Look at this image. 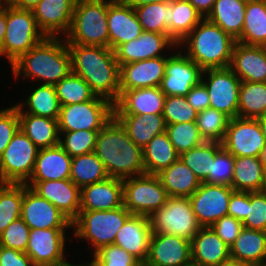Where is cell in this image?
<instances>
[{"instance_id":"2","label":"cell","mask_w":266,"mask_h":266,"mask_svg":"<svg viewBox=\"0 0 266 266\" xmlns=\"http://www.w3.org/2000/svg\"><path fill=\"white\" fill-rule=\"evenodd\" d=\"M94 152L109 177L125 179L145 174L142 148L129 138L114 116L98 132Z\"/></svg>"},{"instance_id":"8","label":"cell","mask_w":266,"mask_h":266,"mask_svg":"<svg viewBox=\"0 0 266 266\" xmlns=\"http://www.w3.org/2000/svg\"><path fill=\"white\" fill-rule=\"evenodd\" d=\"M152 233L170 234L191 241L201 226L189 197L168 196L166 203L149 216Z\"/></svg>"},{"instance_id":"68","label":"cell","mask_w":266,"mask_h":266,"mask_svg":"<svg viewBox=\"0 0 266 266\" xmlns=\"http://www.w3.org/2000/svg\"><path fill=\"white\" fill-rule=\"evenodd\" d=\"M187 266H202V265H198V264H194V263H190Z\"/></svg>"},{"instance_id":"21","label":"cell","mask_w":266,"mask_h":266,"mask_svg":"<svg viewBox=\"0 0 266 266\" xmlns=\"http://www.w3.org/2000/svg\"><path fill=\"white\" fill-rule=\"evenodd\" d=\"M107 25L109 48L113 51L121 44L138 38L143 32L134 8L122 0H113L108 5Z\"/></svg>"},{"instance_id":"16","label":"cell","mask_w":266,"mask_h":266,"mask_svg":"<svg viewBox=\"0 0 266 266\" xmlns=\"http://www.w3.org/2000/svg\"><path fill=\"white\" fill-rule=\"evenodd\" d=\"M203 70L180 51L168 57L160 89L165 96H186L204 77Z\"/></svg>"},{"instance_id":"1","label":"cell","mask_w":266,"mask_h":266,"mask_svg":"<svg viewBox=\"0 0 266 266\" xmlns=\"http://www.w3.org/2000/svg\"><path fill=\"white\" fill-rule=\"evenodd\" d=\"M72 72L82 77L92 91L113 104L120 96V66L109 47L67 44Z\"/></svg>"},{"instance_id":"41","label":"cell","mask_w":266,"mask_h":266,"mask_svg":"<svg viewBox=\"0 0 266 266\" xmlns=\"http://www.w3.org/2000/svg\"><path fill=\"white\" fill-rule=\"evenodd\" d=\"M265 114L266 82L241 81L237 117L257 119Z\"/></svg>"},{"instance_id":"63","label":"cell","mask_w":266,"mask_h":266,"mask_svg":"<svg viewBox=\"0 0 266 266\" xmlns=\"http://www.w3.org/2000/svg\"><path fill=\"white\" fill-rule=\"evenodd\" d=\"M219 266H251V265L248 263L241 262V261L230 258L226 261H223Z\"/></svg>"},{"instance_id":"20","label":"cell","mask_w":266,"mask_h":266,"mask_svg":"<svg viewBox=\"0 0 266 266\" xmlns=\"http://www.w3.org/2000/svg\"><path fill=\"white\" fill-rule=\"evenodd\" d=\"M168 57L161 56L120 66V94L125 90L160 87Z\"/></svg>"},{"instance_id":"4","label":"cell","mask_w":266,"mask_h":266,"mask_svg":"<svg viewBox=\"0 0 266 266\" xmlns=\"http://www.w3.org/2000/svg\"><path fill=\"white\" fill-rule=\"evenodd\" d=\"M184 43L188 47L186 55L205 70L229 67L236 40L215 23L203 18L180 42L181 45Z\"/></svg>"},{"instance_id":"26","label":"cell","mask_w":266,"mask_h":266,"mask_svg":"<svg viewBox=\"0 0 266 266\" xmlns=\"http://www.w3.org/2000/svg\"><path fill=\"white\" fill-rule=\"evenodd\" d=\"M123 206V181L107 179L81 189L80 211L112 210Z\"/></svg>"},{"instance_id":"32","label":"cell","mask_w":266,"mask_h":266,"mask_svg":"<svg viewBox=\"0 0 266 266\" xmlns=\"http://www.w3.org/2000/svg\"><path fill=\"white\" fill-rule=\"evenodd\" d=\"M230 256L250 265L266 264V232L243 228L230 246Z\"/></svg>"},{"instance_id":"55","label":"cell","mask_w":266,"mask_h":266,"mask_svg":"<svg viewBox=\"0 0 266 266\" xmlns=\"http://www.w3.org/2000/svg\"><path fill=\"white\" fill-rule=\"evenodd\" d=\"M211 228L228 246H231L244 226L241 221L227 215L217 220Z\"/></svg>"},{"instance_id":"11","label":"cell","mask_w":266,"mask_h":266,"mask_svg":"<svg viewBox=\"0 0 266 266\" xmlns=\"http://www.w3.org/2000/svg\"><path fill=\"white\" fill-rule=\"evenodd\" d=\"M38 152L39 148L19 129L0 156V182L26 183Z\"/></svg>"},{"instance_id":"48","label":"cell","mask_w":266,"mask_h":266,"mask_svg":"<svg viewBox=\"0 0 266 266\" xmlns=\"http://www.w3.org/2000/svg\"><path fill=\"white\" fill-rule=\"evenodd\" d=\"M98 132L99 131H89V130L59 132L60 135L62 134L65 135L63 140L60 136L59 145L72 158L90 152H94Z\"/></svg>"},{"instance_id":"61","label":"cell","mask_w":266,"mask_h":266,"mask_svg":"<svg viewBox=\"0 0 266 266\" xmlns=\"http://www.w3.org/2000/svg\"><path fill=\"white\" fill-rule=\"evenodd\" d=\"M41 0H12L9 4L13 8L33 10Z\"/></svg>"},{"instance_id":"9","label":"cell","mask_w":266,"mask_h":266,"mask_svg":"<svg viewBox=\"0 0 266 266\" xmlns=\"http://www.w3.org/2000/svg\"><path fill=\"white\" fill-rule=\"evenodd\" d=\"M114 116V104L100 96L94 100L61 106L59 132L100 131Z\"/></svg>"},{"instance_id":"29","label":"cell","mask_w":266,"mask_h":266,"mask_svg":"<svg viewBox=\"0 0 266 266\" xmlns=\"http://www.w3.org/2000/svg\"><path fill=\"white\" fill-rule=\"evenodd\" d=\"M192 263L219 266L231 258L228 246L211 227H201L191 240Z\"/></svg>"},{"instance_id":"38","label":"cell","mask_w":266,"mask_h":266,"mask_svg":"<svg viewBox=\"0 0 266 266\" xmlns=\"http://www.w3.org/2000/svg\"><path fill=\"white\" fill-rule=\"evenodd\" d=\"M171 39L178 45L200 23L203 16L188 0H170Z\"/></svg>"},{"instance_id":"56","label":"cell","mask_w":266,"mask_h":266,"mask_svg":"<svg viewBox=\"0 0 266 266\" xmlns=\"http://www.w3.org/2000/svg\"><path fill=\"white\" fill-rule=\"evenodd\" d=\"M248 192L233 191L228 204V215L243 222L247 217Z\"/></svg>"},{"instance_id":"62","label":"cell","mask_w":266,"mask_h":266,"mask_svg":"<svg viewBox=\"0 0 266 266\" xmlns=\"http://www.w3.org/2000/svg\"><path fill=\"white\" fill-rule=\"evenodd\" d=\"M122 1L134 8L140 5H145L154 2L170 1V0H122Z\"/></svg>"},{"instance_id":"33","label":"cell","mask_w":266,"mask_h":266,"mask_svg":"<svg viewBox=\"0 0 266 266\" xmlns=\"http://www.w3.org/2000/svg\"><path fill=\"white\" fill-rule=\"evenodd\" d=\"M20 129L39 148L45 149L59 144L58 120L28 113H18Z\"/></svg>"},{"instance_id":"51","label":"cell","mask_w":266,"mask_h":266,"mask_svg":"<svg viewBox=\"0 0 266 266\" xmlns=\"http://www.w3.org/2000/svg\"><path fill=\"white\" fill-rule=\"evenodd\" d=\"M233 171L234 157L221 147L214 156L209 176L203 182L231 186Z\"/></svg>"},{"instance_id":"5","label":"cell","mask_w":266,"mask_h":266,"mask_svg":"<svg viewBox=\"0 0 266 266\" xmlns=\"http://www.w3.org/2000/svg\"><path fill=\"white\" fill-rule=\"evenodd\" d=\"M113 0H76L67 44L109 47L108 5Z\"/></svg>"},{"instance_id":"49","label":"cell","mask_w":266,"mask_h":266,"mask_svg":"<svg viewBox=\"0 0 266 266\" xmlns=\"http://www.w3.org/2000/svg\"><path fill=\"white\" fill-rule=\"evenodd\" d=\"M197 114L185 96H166L163 109L166 125L196 121Z\"/></svg>"},{"instance_id":"25","label":"cell","mask_w":266,"mask_h":266,"mask_svg":"<svg viewBox=\"0 0 266 266\" xmlns=\"http://www.w3.org/2000/svg\"><path fill=\"white\" fill-rule=\"evenodd\" d=\"M229 68L241 81L266 82V47L236 42Z\"/></svg>"},{"instance_id":"46","label":"cell","mask_w":266,"mask_h":266,"mask_svg":"<svg viewBox=\"0 0 266 266\" xmlns=\"http://www.w3.org/2000/svg\"><path fill=\"white\" fill-rule=\"evenodd\" d=\"M230 119L223 112L207 108L198 112L196 124L205 141L222 142Z\"/></svg>"},{"instance_id":"13","label":"cell","mask_w":266,"mask_h":266,"mask_svg":"<svg viewBox=\"0 0 266 266\" xmlns=\"http://www.w3.org/2000/svg\"><path fill=\"white\" fill-rule=\"evenodd\" d=\"M221 143L233 157H259L266 140L257 119L235 117L230 119Z\"/></svg>"},{"instance_id":"15","label":"cell","mask_w":266,"mask_h":266,"mask_svg":"<svg viewBox=\"0 0 266 266\" xmlns=\"http://www.w3.org/2000/svg\"><path fill=\"white\" fill-rule=\"evenodd\" d=\"M66 229H30L25 253L34 266H63L69 263L64 258Z\"/></svg>"},{"instance_id":"12","label":"cell","mask_w":266,"mask_h":266,"mask_svg":"<svg viewBox=\"0 0 266 266\" xmlns=\"http://www.w3.org/2000/svg\"><path fill=\"white\" fill-rule=\"evenodd\" d=\"M202 74L208 76V80L201 81L207 88L209 108L223 112L231 119L237 117L241 80L229 67L205 69Z\"/></svg>"},{"instance_id":"47","label":"cell","mask_w":266,"mask_h":266,"mask_svg":"<svg viewBox=\"0 0 266 266\" xmlns=\"http://www.w3.org/2000/svg\"><path fill=\"white\" fill-rule=\"evenodd\" d=\"M166 133L179 155L205 142L196 121L166 125Z\"/></svg>"},{"instance_id":"58","label":"cell","mask_w":266,"mask_h":266,"mask_svg":"<svg viewBox=\"0 0 266 266\" xmlns=\"http://www.w3.org/2000/svg\"><path fill=\"white\" fill-rule=\"evenodd\" d=\"M185 97L188 103L198 112L209 108L210 100L207 88L202 81L194 85Z\"/></svg>"},{"instance_id":"52","label":"cell","mask_w":266,"mask_h":266,"mask_svg":"<svg viewBox=\"0 0 266 266\" xmlns=\"http://www.w3.org/2000/svg\"><path fill=\"white\" fill-rule=\"evenodd\" d=\"M244 228L266 232V192H248L247 217Z\"/></svg>"},{"instance_id":"69","label":"cell","mask_w":266,"mask_h":266,"mask_svg":"<svg viewBox=\"0 0 266 266\" xmlns=\"http://www.w3.org/2000/svg\"><path fill=\"white\" fill-rule=\"evenodd\" d=\"M241 1L248 3V2H253V1H258V0H241Z\"/></svg>"},{"instance_id":"65","label":"cell","mask_w":266,"mask_h":266,"mask_svg":"<svg viewBox=\"0 0 266 266\" xmlns=\"http://www.w3.org/2000/svg\"><path fill=\"white\" fill-rule=\"evenodd\" d=\"M260 162L263 164L265 170H266V145L262 149V151L259 154Z\"/></svg>"},{"instance_id":"19","label":"cell","mask_w":266,"mask_h":266,"mask_svg":"<svg viewBox=\"0 0 266 266\" xmlns=\"http://www.w3.org/2000/svg\"><path fill=\"white\" fill-rule=\"evenodd\" d=\"M73 222L81 207V189L70 179L25 183Z\"/></svg>"},{"instance_id":"23","label":"cell","mask_w":266,"mask_h":266,"mask_svg":"<svg viewBox=\"0 0 266 266\" xmlns=\"http://www.w3.org/2000/svg\"><path fill=\"white\" fill-rule=\"evenodd\" d=\"M151 236L149 216L132 215L118 230L114 245L123 248L144 264L149 254Z\"/></svg>"},{"instance_id":"66","label":"cell","mask_w":266,"mask_h":266,"mask_svg":"<svg viewBox=\"0 0 266 266\" xmlns=\"http://www.w3.org/2000/svg\"><path fill=\"white\" fill-rule=\"evenodd\" d=\"M63 266H93L92 265V263L90 262V263H87V264H81V265H74V264H71V263H67V264H65V265H63Z\"/></svg>"},{"instance_id":"37","label":"cell","mask_w":266,"mask_h":266,"mask_svg":"<svg viewBox=\"0 0 266 266\" xmlns=\"http://www.w3.org/2000/svg\"><path fill=\"white\" fill-rule=\"evenodd\" d=\"M236 42L266 47V0L246 4L243 30Z\"/></svg>"},{"instance_id":"44","label":"cell","mask_w":266,"mask_h":266,"mask_svg":"<svg viewBox=\"0 0 266 266\" xmlns=\"http://www.w3.org/2000/svg\"><path fill=\"white\" fill-rule=\"evenodd\" d=\"M24 183L0 184V233L21 217Z\"/></svg>"},{"instance_id":"50","label":"cell","mask_w":266,"mask_h":266,"mask_svg":"<svg viewBox=\"0 0 266 266\" xmlns=\"http://www.w3.org/2000/svg\"><path fill=\"white\" fill-rule=\"evenodd\" d=\"M91 261L93 266H141L142 264L129 252L114 244L96 251Z\"/></svg>"},{"instance_id":"35","label":"cell","mask_w":266,"mask_h":266,"mask_svg":"<svg viewBox=\"0 0 266 266\" xmlns=\"http://www.w3.org/2000/svg\"><path fill=\"white\" fill-rule=\"evenodd\" d=\"M246 4L241 0H216L206 18L237 40L243 30Z\"/></svg>"},{"instance_id":"36","label":"cell","mask_w":266,"mask_h":266,"mask_svg":"<svg viewBox=\"0 0 266 266\" xmlns=\"http://www.w3.org/2000/svg\"><path fill=\"white\" fill-rule=\"evenodd\" d=\"M142 151L146 174L156 175L180 157L166 131L154 136Z\"/></svg>"},{"instance_id":"18","label":"cell","mask_w":266,"mask_h":266,"mask_svg":"<svg viewBox=\"0 0 266 266\" xmlns=\"http://www.w3.org/2000/svg\"><path fill=\"white\" fill-rule=\"evenodd\" d=\"M190 263L191 241L175 235L152 233L145 266H187Z\"/></svg>"},{"instance_id":"60","label":"cell","mask_w":266,"mask_h":266,"mask_svg":"<svg viewBox=\"0 0 266 266\" xmlns=\"http://www.w3.org/2000/svg\"><path fill=\"white\" fill-rule=\"evenodd\" d=\"M7 5L0 6V55L2 56V45L6 33Z\"/></svg>"},{"instance_id":"59","label":"cell","mask_w":266,"mask_h":266,"mask_svg":"<svg viewBox=\"0 0 266 266\" xmlns=\"http://www.w3.org/2000/svg\"><path fill=\"white\" fill-rule=\"evenodd\" d=\"M188 1L203 16V18H206L208 14L212 11L216 0H188Z\"/></svg>"},{"instance_id":"27","label":"cell","mask_w":266,"mask_h":266,"mask_svg":"<svg viewBox=\"0 0 266 266\" xmlns=\"http://www.w3.org/2000/svg\"><path fill=\"white\" fill-rule=\"evenodd\" d=\"M165 99L160 87L125 90L114 103V114H163Z\"/></svg>"},{"instance_id":"17","label":"cell","mask_w":266,"mask_h":266,"mask_svg":"<svg viewBox=\"0 0 266 266\" xmlns=\"http://www.w3.org/2000/svg\"><path fill=\"white\" fill-rule=\"evenodd\" d=\"M21 218L30 229L71 228L72 222L24 183Z\"/></svg>"},{"instance_id":"24","label":"cell","mask_w":266,"mask_h":266,"mask_svg":"<svg viewBox=\"0 0 266 266\" xmlns=\"http://www.w3.org/2000/svg\"><path fill=\"white\" fill-rule=\"evenodd\" d=\"M177 44L168 34L143 31L141 35L129 42L121 44L114 52L119 66L150 58L164 56L161 50L166 46L175 48Z\"/></svg>"},{"instance_id":"22","label":"cell","mask_w":266,"mask_h":266,"mask_svg":"<svg viewBox=\"0 0 266 266\" xmlns=\"http://www.w3.org/2000/svg\"><path fill=\"white\" fill-rule=\"evenodd\" d=\"M76 0H41L32 10L39 29L46 37L67 34Z\"/></svg>"},{"instance_id":"31","label":"cell","mask_w":266,"mask_h":266,"mask_svg":"<svg viewBox=\"0 0 266 266\" xmlns=\"http://www.w3.org/2000/svg\"><path fill=\"white\" fill-rule=\"evenodd\" d=\"M231 187L242 192L264 191L266 170L259 157H234Z\"/></svg>"},{"instance_id":"6","label":"cell","mask_w":266,"mask_h":266,"mask_svg":"<svg viewBox=\"0 0 266 266\" xmlns=\"http://www.w3.org/2000/svg\"><path fill=\"white\" fill-rule=\"evenodd\" d=\"M131 216L124 206L112 210L80 211L72 227L76 238L89 240L95 253L104 246L114 244L118 230Z\"/></svg>"},{"instance_id":"45","label":"cell","mask_w":266,"mask_h":266,"mask_svg":"<svg viewBox=\"0 0 266 266\" xmlns=\"http://www.w3.org/2000/svg\"><path fill=\"white\" fill-rule=\"evenodd\" d=\"M54 86L61 106L83 103L94 100L97 97L89 84L73 72L61 79Z\"/></svg>"},{"instance_id":"34","label":"cell","mask_w":266,"mask_h":266,"mask_svg":"<svg viewBox=\"0 0 266 266\" xmlns=\"http://www.w3.org/2000/svg\"><path fill=\"white\" fill-rule=\"evenodd\" d=\"M156 175L168 196L190 197L201 183L180 157Z\"/></svg>"},{"instance_id":"64","label":"cell","mask_w":266,"mask_h":266,"mask_svg":"<svg viewBox=\"0 0 266 266\" xmlns=\"http://www.w3.org/2000/svg\"><path fill=\"white\" fill-rule=\"evenodd\" d=\"M257 120L259 121L261 125L262 132L266 140V114L258 117Z\"/></svg>"},{"instance_id":"43","label":"cell","mask_w":266,"mask_h":266,"mask_svg":"<svg viewBox=\"0 0 266 266\" xmlns=\"http://www.w3.org/2000/svg\"><path fill=\"white\" fill-rule=\"evenodd\" d=\"M222 147L221 142L205 141L201 145L190 149L180 155V159L203 182L210 173L214 156Z\"/></svg>"},{"instance_id":"10","label":"cell","mask_w":266,"mask_h":266,"mask_svg":"<svg viewBox=\"0 0 266 266\" xmlns=\"http://www.w3.org/2000/svg\"><path fill=\"white\" fill-rule=\"evenodd\" d=\"M122 181L123 206L132 215L150 216L166 203L168 194L157 175L145 173Z\"/></svg>"},{"instance_id":"39","label":"cell","mask_w":266,"mask_h":266,"mask_svg":"<svg viewBox=\"0 0 266 266\" xmlns=\"http://www.w3.org/2000/svg\"><path fill=\"white\" fill-rule=\"evenodd\" d=\"M103 162L97 157L95 152H90L72 158L70 180L80 189L87 185L107 179Z\"/></svg>"},{"instance_id":"40","label":"cell","mask_w":266,"mask_h":266,"mask_svg":"<svg viewBox=\"0 0 266 266\" xmlns=\"http://www.w3.org/2000/svg\"><path fill=\"white\" fill-rule=\"evenodd\" d=\"M25 104L28 106L26 112L22 110L23 103L15 105L18 108V113H28L58 120L61 105L54 85L40 84L28 96Z\"/></svg>"},{"instance_id":"28","label":"cell","mask_w":266,"mask_h":266,"mask_svg":"<svg viewBox=\"0 0 266 266\" xmlns=\"http://www.w3.org/2000/svg\"><path fill=\"white\" fill-rule=\"evenodd\" d=\"M72 157L58 144L39 149L30 179L26 182H43L70 179Z\"/></svg>"},{"instance_id":"14","label":"cell","mask_w":266,"mask_h":266,"mask_svg":"<svg viewBox=\"0 0 266 266\" xmlns=\"http://www.w3.org/2000/svg\"><path fill=\"white\" fill-rule=\"evenodd\" d=\"M233 191L228 185L200 183L189 199L201 227H211L217 220L228 215V204Z\"/></svg>"},{"instance_id":"57","label":"cell","mask_w":266,"mask_h":266,"mask_svg":"<svg viewBox=\"0 0 266 266\" xmlns=\"http://www.w3.org/2000/svg\"><path fill=\"white\" fill-rule=\"evenodd\" d=\"M0 266H34L25 252L0 246Z\"/></svg>"},{"instance_id":"42","label":"cell","mask_w":266,"mask_h":266,"mask_svg":"<svg viewBox=\"0 0 266 266\" xmlns=\"http://www.w3.org/2000/svg\"><path fill=\"white\" fill-rule=\"evenodd\" d=\"M134 11L143 31L168 34L171 38L170 1L140 5Z\"/></svg>"},{"instance_id":"70","label":"cell","mask_w":266,"mask_h":266,"mask_svg":"<svg viewBox=\"0 0 266 266\" xmlns=\"http://www.w3.org/2000/svg\"><path fill=\"white\" fill-rule=\"evenodd\" d=\"M251 266H266V264H263V265H251Z\"/></svg>"},{"instance_id":"30","label":"cell","mask_w":266,"mask_h":266,"mask_svg":"<svg viewBox=\"0 0 266 266\" xmlns=\"http://www.w3.org/2000/svg\"><path fill=\"white\" fill-rule=\"evenodd\" d=\"M125 128L129 138L139 147H145L156 135L166 131L163 114H114Z\"/></svg>"},{"instance_id":"3","label":"cell","mask_w":266,"mask_h":266,"mask_svg":"<svg viewBox=\"0 0 266 266\" xmlns=\"http://www.w3.org/2000/svg\"><path fill=\"white\" fill-rule=\"evenodd\" d=\"M61 37H45L11 65L15 78L24 77L55 85L72 72V58L67 42ZM65 42V43H64Z\"/></svg>"},{"instance_id":"53","label":"cell","mask_w":266,"mask_h":266,"mask_svg":"<svg viewBox=\"0 0 266 266\" xmlns=\"http://www.w3.org/2000/svg\"><path fill=\"white\" fill-rule=\"evenodd\" d=\"M29 235V226L21 217L17 218L0 233V246L25 252L29 241Z\"/></svg>"},{"instance_id":"54","label":"cell","mask_w":266,"mask_h":266,"mask_svg":"<svg viewBox=\"0 0 266 266\" xmlns=\"http://www.w3.org/2000/svg\"><path fill=\"white\" fill-rule=\"evenodd\" d=\"M20 129L18 117V108L11 106L10 108L0 111V156Z\"/></svg>"},{"instance_id":"7","label":"cell","mask_w":266,"mask_h":266,"mask_svg":"<svg viewBox=\"0 0 266 266\" xmlns=\"http://www.w3.org/2000/svg\"><path fill=\"white\" fill-rule=\"evenodd\" d=\"M39 29L32 10H22L7 5L6 33L2 55L12 64L45 38Z\"/></svg>"},{"instance_id":"67","label":"cell","mask_w":266,"mask_h":266,"mask_svg":"<svg viewBox=\"0 0 266 266\" xmlns=\"http://www.w3.org/2000/svg\"><path fill=\"white\" fill-rule=\"evenodd\" d=\"M12 0H0L1 5H9Z\"/></svg>"}]
</instances>
